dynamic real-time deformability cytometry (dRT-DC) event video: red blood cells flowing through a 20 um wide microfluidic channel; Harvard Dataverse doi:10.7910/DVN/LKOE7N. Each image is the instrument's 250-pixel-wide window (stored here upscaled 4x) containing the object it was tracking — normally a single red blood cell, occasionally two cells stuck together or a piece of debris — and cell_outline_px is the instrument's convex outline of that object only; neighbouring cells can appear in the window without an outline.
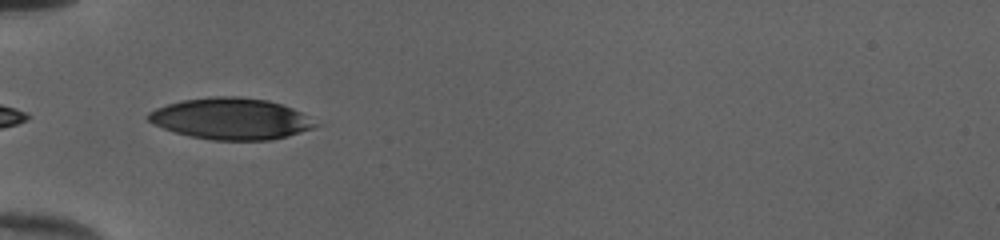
{"species": "human", "species_latin": "Homo sapiens", "temperature_condition": "cold", "stored_images_in_passage": 22, "camera_frame_rate_fps": 3000, "um_per_image_px": 0.085, "donor": {"sex": "female"}, "frame": {"image": 1, "passage_image": 1, "time_ms": 0.0, "image_size_px": [1000, 240], "cell_outline_px": [[320, 124], [312, 128], [288, 136], [272, 140], [212, 140], [192, 136], [176, 132], [164, 128], [148, 120], [148, 112], [156, 108], [180, 100], [208, 96], [240, 96], [268, 100], [292, 108], [300, 112]], "centroid_in_image_um": [19.64, 10.08], "position_along_channel_um": 65.4, "area_um2": 40.17}}
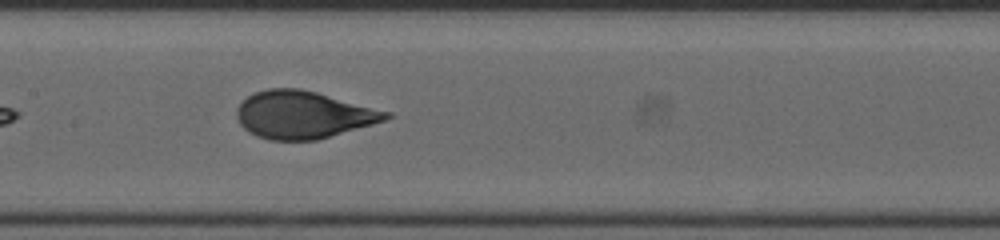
{"frame": {"image": 2, "passage_image": 10, "time_ms": 3.0, "image_size_px": [1000, 240], "cell_outline_px": [[392, 116], [384, 120], [372, 124], [316, 140], [268, 140], [256, 136], [248, 132], [240, 124], [236, 116], [236, 108], [248, 96], [256, 92], [268, 88], [300, 88], [316, 92], [392, 112]], "centroid_in_image_um": [25.75, 9.75], "position_along_channel_um": 181.7, "area_um2": 41.1}}
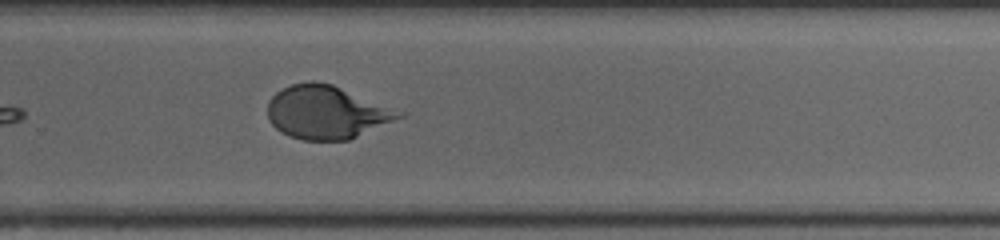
{"frame": {"image": 3, "passage_image": 19, "time_ms": 6.0, "image_size_px": [1000, 240], "cell_outline_px": [[404, 116], [348, 140], [304, 140], [288, 136], [280, 132], [268, 120], [268, 100], [276, 92], [292, 84], [312, 80], [316, 80], [332, 84], [404, 112]], "centroid_in_image_um": [27.72, 9.54], "position_along_channel_um": 302.1, "area_um2": 40.58}}